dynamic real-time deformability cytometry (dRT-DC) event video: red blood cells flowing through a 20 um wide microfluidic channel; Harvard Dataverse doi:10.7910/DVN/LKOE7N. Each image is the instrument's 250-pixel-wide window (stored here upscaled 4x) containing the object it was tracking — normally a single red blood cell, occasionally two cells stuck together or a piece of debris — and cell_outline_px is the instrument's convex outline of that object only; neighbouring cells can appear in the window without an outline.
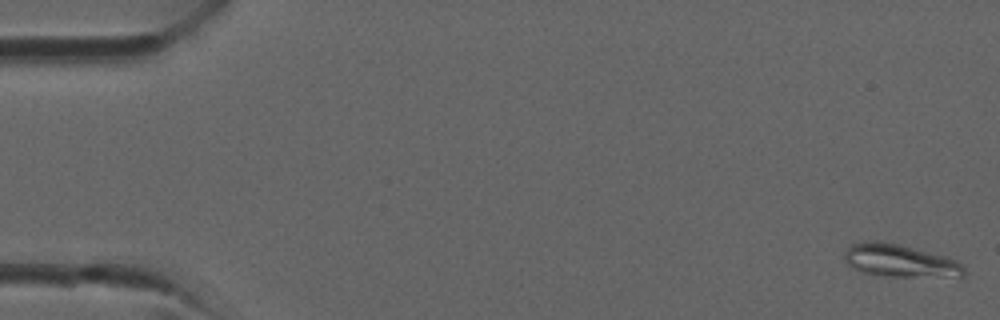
{"species": "common noctule bat (a hibernating species)", "species_latin": "Nyctalus noctula", "temperature_condition": "room temperature", "stored_images_in_passage": 37, "camera_frame_rate_fps": 3000, "um_per_image_px": 0.085, "animal": {"sex": "male", "forearm_length_mm": 52.5}, "frame": {"image": 1, "passage_image": 1, "time_ms": 0.0, "image_size_px": [1000, 320], "cell_outline_px": [[968, 276], [888, 276], [864, 272], [848, 264], [844, 260], [844, 252], [852, 244], [864, 240], [880, 240], [900, 244], [944, 256], [956, 260], [964, 268]], "centroid_in_image_um": [76.48, 22.14], "position_along_channel_um": 8.5, "area_um2": 22.6}}
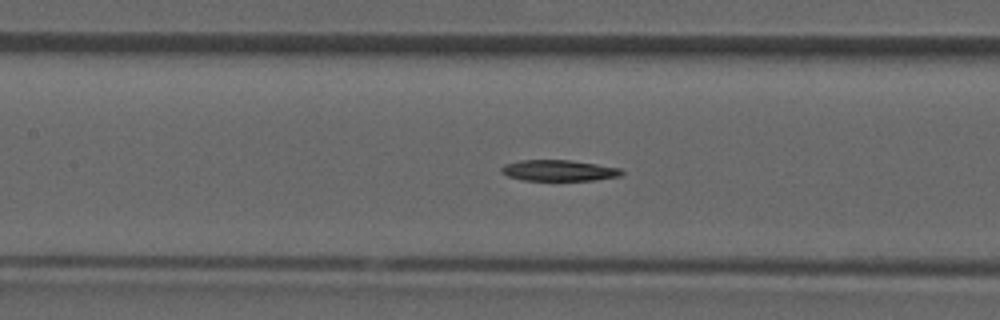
{"frame": {"image": 2, "passage_image": 17, "time_ms": 5.333, "image_size_px": [1000, 320], "cell_outline_px": [[624, 172], [620, 176], [596, 180], [524, 180], [508, 176], [500, 172], [500, 168], [504, 164], [520, 160], [572, 160], [620, 168]], "centroid_in_image_um": [47.49, 14.49], "position_along_channel_um": 159.9, "area_um2": 14.74}}
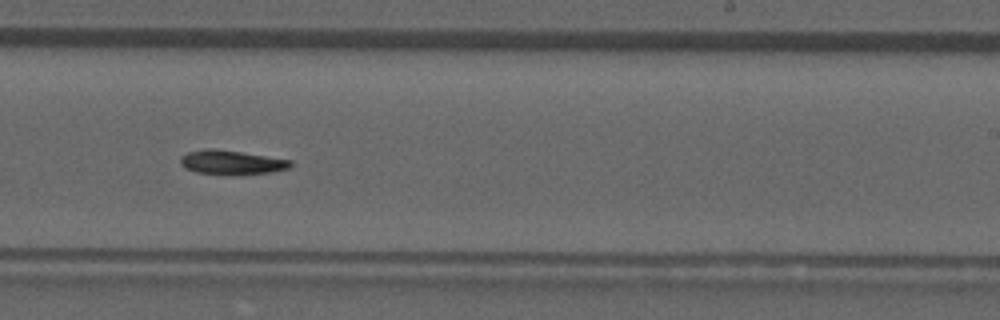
{"frame": {"image": 3, "passage_image": 23, "time_ms": 7.333, "image_size_px": [1000, 320], "cell_outline_px": [[292, 164], [288, 168], [268, 172], [196, 172], [184, 168], [180, 164], [180, 156], [188, 152], [204, 148], [212, 148], [240, 152], [292, 160]], "centroid_in_image_um": [19.61, 13.74], "position_along_channel_um": 269.4, "area_um2": 14.62}}